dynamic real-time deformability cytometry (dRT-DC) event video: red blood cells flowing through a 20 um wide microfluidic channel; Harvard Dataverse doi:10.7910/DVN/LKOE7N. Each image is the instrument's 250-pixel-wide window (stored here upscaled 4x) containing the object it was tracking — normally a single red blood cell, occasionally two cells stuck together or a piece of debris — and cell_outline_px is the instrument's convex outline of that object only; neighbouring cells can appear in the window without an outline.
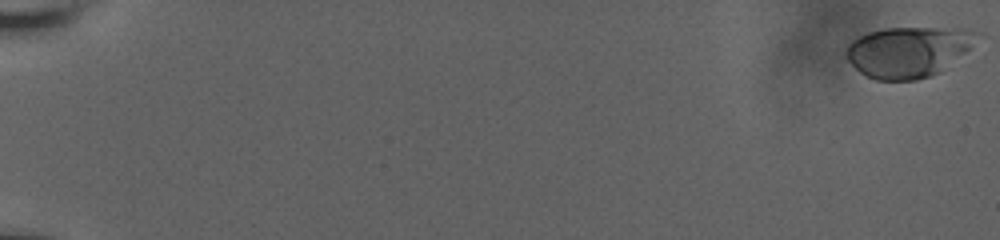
{"species": "human", "species_latin": "Homo sapiens", "temperature_condition": "room temperature", "stored_images_in_passage": 28, "camera_frame_rate_fps": 3000, "um_per_image_px": 0.085, "donor": {"sex": "male"}, "frame": {"image": 1, "passage_image": 1, "time_ms": 0.0, "image_size_px": [1000, 240], "cell_outline_px": [[972, 36], [968, 48], [964, 52], [940, 72], [932, 76], [916, 80], [876, 80], [860, 72], [848, 60], [848, 44], [852, 40], [868, 32], [884, 28], [964, 28], [972, 32]], "centroid_in_image_um": [77.12, 4.41], "position_along_channel_um": 7.9, "area_um2": 37.57}}
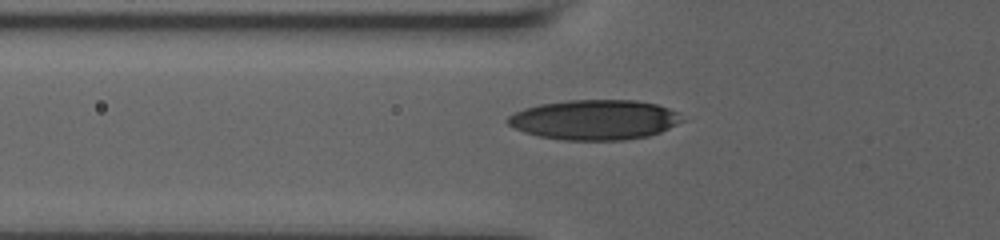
{"frame": {"image": 2, "passage_image": 24, "time_ms": 7.667, "image_size_px": [1000, 240], "cell_outline_px": [[684, 120], [660, 132], [648, 136], [624, 140], [564, 140], [540, 136], [524, 132], [508, 124], [504, 120], [508, 116], [524, 108], [540, 104], [568, 100], [636, 100], [656, 104], [680, 112]], "centroid_in_image_um": [50.55, 10.17], "position_along_channel_um": 75.3, "area_um2": 40.63}}
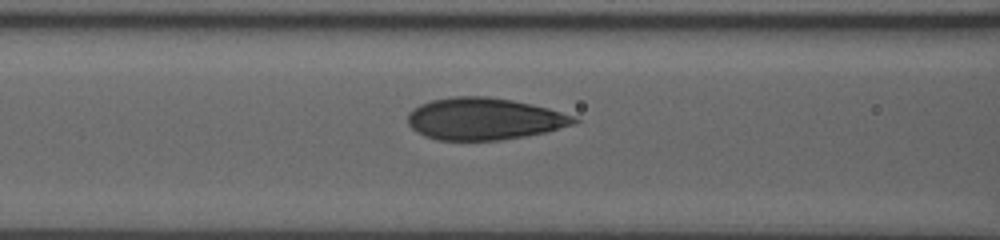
{"frame": {"image": 3, "passage_image": 28, "time_ms": 9.0, "image_size_px": [1000, 240], "cell_outline_px": [[580, 120], [572, 124], [544, 132], [524, 136], [500, 140], [436, 140], [424, 136], [416, 132], [408, 124], [408, 112], [420, 104], [432, 100], [456, 96], [488, 96], [512, 100], [548, 108], [572, 116]], "centroid_in_image_um": [41.09, 10.1], "position_along_channel_um": 125.5, "area_um2": 40.4}}